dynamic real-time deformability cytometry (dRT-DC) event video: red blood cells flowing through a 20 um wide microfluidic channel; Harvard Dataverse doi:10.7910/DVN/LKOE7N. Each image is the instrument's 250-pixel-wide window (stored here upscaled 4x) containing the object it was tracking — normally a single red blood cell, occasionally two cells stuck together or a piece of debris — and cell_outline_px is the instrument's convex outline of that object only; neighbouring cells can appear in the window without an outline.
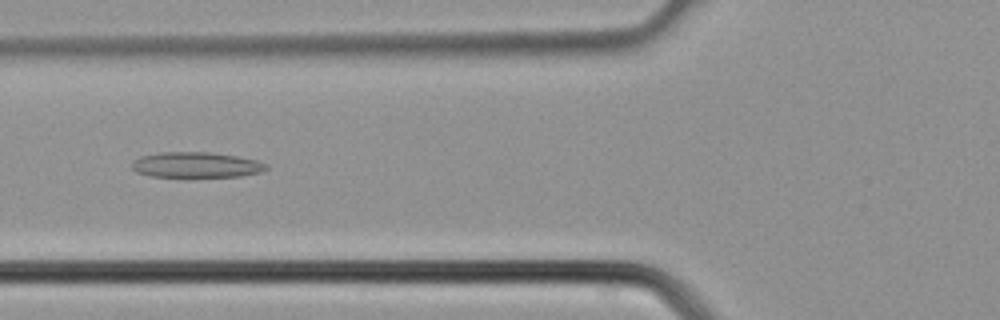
{"species": "common noctule bat (a hibernating species)", "species_latin": "Nyctalus noctula", "temperature_condition": "cold", "stored_images_in_passage": 39, "camera_frame_rate_fps": 3000, "um_per_image_px": 0.085, "animal": {"sex": "male", "body_mass_g": 21.5, "forearm_length_mm": 52.0}, "frame": {"image": 1, "passage_image": 14, "time_ms": 4.333, "image_size_px": [1000, 320], "cell_outline_px": [[268, 168], [260, 172], [240, 176], [188, 180], [152, 176], [136, 172], [132, 168], [132, 160], [140, 156], [156, 152], [212, 152], [236, 156], [256, 160], [268, 164]], "centroid_in_image_um": [16.63, 14.06], "position_along_channel_um": 109.2, "area_um2": 21.15}}
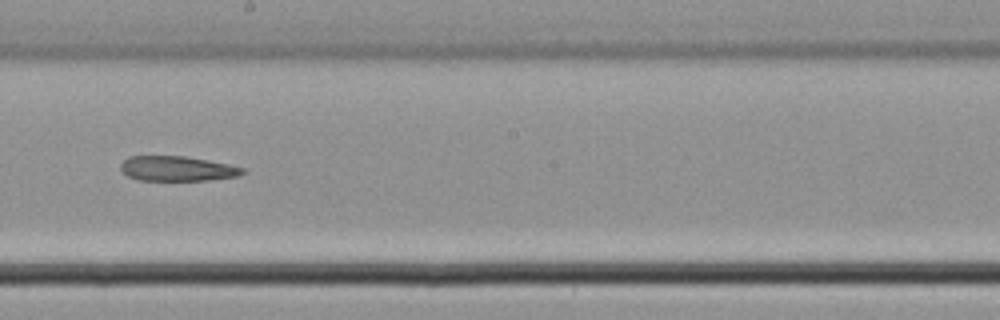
{"frame": {"image": 2, "passage_image": 21, "time_ms": 6.667, "image_size_px": [1000, 320], "cell_outline_px": [[244, 172], [240, 176], [208, 180], [140, 180], [128, 176], [120, 168], [120, 164], [128, 156], [184, 156], [208, 160], [228, 164], [244, 168]], "centroid_in_image_um": [15.06, 14.33], "position_along_channel_um": 233.1, "area_um2": 17.63}}
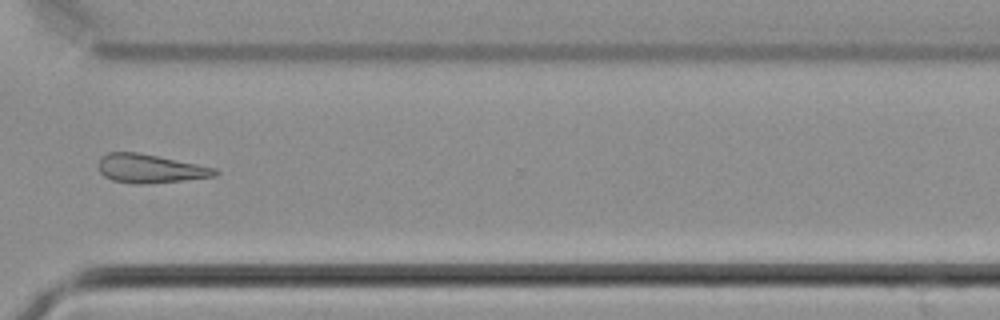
{"frame": {"image": 3, "passage_image": 28, "time_ms": 9.0, "image_size_px": [1000, 320], "cell_outline_px": [[220, 172], [216, 176], [184, 180], [144, 184], [136, 184], [112, 180], [104, 176], [100, 172], [100, 156], [108, 152], [136, 152], [216, 168]], "centroid_in_image_um": [12.76, 14.33], "position_along_channel_um": 357.8, "area_um2": 19.25}}